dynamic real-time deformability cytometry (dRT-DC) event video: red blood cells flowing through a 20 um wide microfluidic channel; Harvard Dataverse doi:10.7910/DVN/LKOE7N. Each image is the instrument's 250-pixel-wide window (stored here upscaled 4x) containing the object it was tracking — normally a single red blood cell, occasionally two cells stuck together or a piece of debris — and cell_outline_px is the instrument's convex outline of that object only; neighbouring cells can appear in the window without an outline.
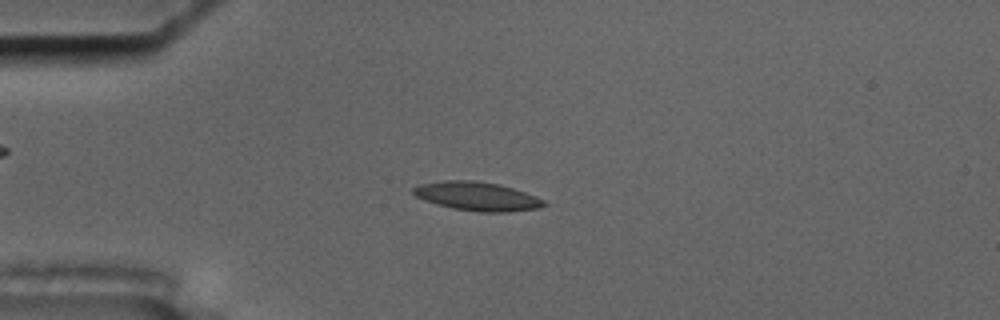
{"species": "common noctule bat (a hibernating species)", "species_latin": "Nyctalus noctula", "temperature_condition": "cold", "stored_images_in_passage": 53, "camera_frame_rate_fps": 3000, "um_per_image_px": 0.085, "animal": {"sex": "male", "body_mass_g": 17.5, "forearm_length_mm": 52.3}, "frame": {"image": 1, "passage_image": 11, "time_ms": 3.333, "image_size_px": [1000, 320], "cell_outline_px": [[548, 204], [540, 208], [508, 212], [480, 212], [452, 208], [436, 204], [424, 200], [416, 196], [412, 192], [412, 188], [420, 184], [444, 180], [472, 180], [500, 184], [536, 196], [544, 200]], "centroid_in_image_um": [40.56, 16.69], "position_along_channel_um": 44.4, "area_um2": 21.96}}
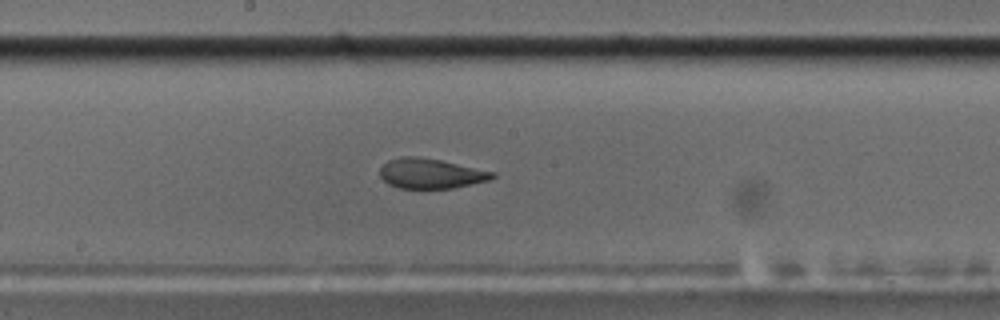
{"frame": {"image": 2, "passage_image": 27, "time_ms": 8.667, "image_size_px": [1000, 320], "cell_outline_px": [[496, 176], [488, 180], [452, 188], [400, 188], [388, 184], [380, 176], [380, 168], [388, 160], [400, 156], [416, 156], [440, 160], [496, 172]], "centroid_in_image_um": [36.59, 14.74], "position_along_channel_um": 211.6, "area_um2": 19.54}}
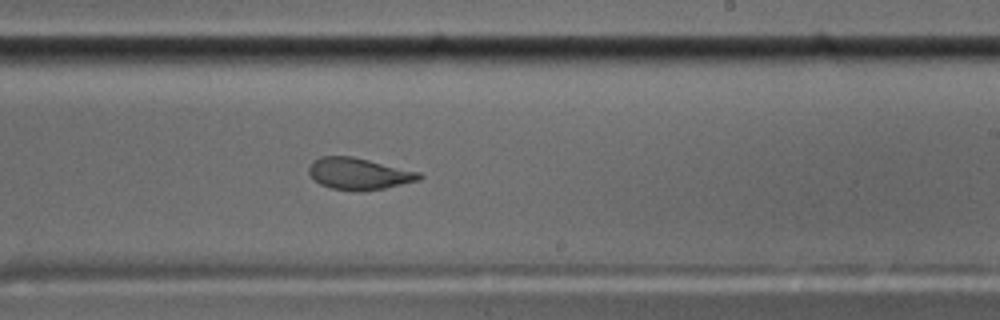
{"frame": {"image": 3, "passage_image": 31, "time_ms": 10.0, "image_size_px": [1000, 320], "cell_outline_px": [[424, 176], [420, 180], [384, 188], [360, 192], [356, 192], [332, 188], [320, 184], [308, 172], [308, 168], [312, 160], [320, 156], [352, 156], [420, 172]], "centroid_in_image_um": [30.5, 14.77], "position_along_channel_um": 258.5, "area_um2": 20.46}, "authors_computed_cell_mechanics": {"area_um2": 20.7502, "velocity_mm_per_s": 3.5263, "shape_relaxation_time_tau1_ms": null, "shape_relaxation_time_tau2_ms": 1.5013, "deformation_change_tau1": null, "deformation_change_tau2": 0.0645}}